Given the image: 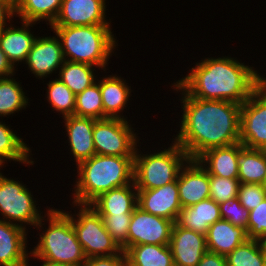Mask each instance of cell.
I'll use <instances>...</instances> for the list:
<instances>
[{"mask_svg":"<svg viewBox=\"0 0 266 266\" xmlns=\"http://www.w3.org/2000/svg\"><path fill=\"white\" fill-rule=\"evenodd\" d=\"M266 178V150L246 148L240 143L238 180L263 184Z\"/></svg>","mask_w":266,"mask_h":266,"instance_id":"83f0119b","label":"cell"},{"mask_svg":"<svg viewBox=\"0 0 266 266\" xmlns=\"http://www.w3.org/2000/svg\"><path fill=\"white\" fill-rule=\"evenodd\" d=\"M112 25L50 26L59 38L65 60L109 70L110 57L117 53L118 40ZM115 35V36H114ZM116 48V49H115Z\"/></svg>","mask_w":266,"mask_h":266,"instance_id":"5b68a950","label":"cell"},{"mask_svg":"<svg viewBox=\"0 0 266 266\" xmlns=\"http://www.w3.org/2000/svg\"><path fill=\"white\" fill-rule=\"evenodd\" d=\"M137 191L138 207L149 214L164 217L175 223L178 213L182 210L178 194L177 179L162 187Z\"/></svg>","mask_w":266,"mask_h":266,"instance_id":"2e32d148","label":"cell"},{"mask_svg":"<svg viewBox=\"0 0 266 266\" xmlns=\"http://www.w3.org/2000/svg\"><path fill=\"white\" fill-rule=\"evenodd\" d=\"M174 266H197L208 251L206 235L177 226L172 228L169 244Z\"/></svg>","mask_w":266,"mask_h":266,"instance_id":"9a60e30c","label":"cell"},{"mask_svg":"<svg viewBox=\"0 0 266 266\" xmlns=\"http://www.w3.org/2000/svg\"><path fill=\"white\" fill-rule=\"evenodd\" d=\"M197 266H227L226 257L207 251Z\"/></svg>","mask_w":266,"mask_h":266,"instance_id":"ab89813d","label":"cell"},{"mask_svg":"<svg viewBox=\"0 0 266 266\" xmlns=\"http://www.w3.org/2000/svg\"><path fill=\"white\" fill-rule=\"evenodd\" d=\"M1 170L0 215L2 217L0 216V220L19 225L26 230L31 228L33 230L47 211L40 210L41 206L37 204L38 200L34 198L27 184L22 183V180H17L18 178L5 176Z\"/></svg>","mask_w":266,"mask_h":266,"instance_id":"ba28073f","label":"cell"},{"mask_svg":"<svg viewBox=\"0 0 266 266\" xmlns=\"http://www.w3.org/2000/svg\"><path fill=\"white\" fill-rule=\"evenodd\" d=\"M82 266H127L126 254L121 251L119 254L112 256L87 258Z\"/></svg>","mask_w":266,"mask_h":266,"instance_id":"f35d334b","label":"cell"},{"mask_svg":"<svg viewBox=\"0 0 266 266\" xmlns=\"http://www.w3.org/2000/svg\"><path fill=\"white\" fill-rule=\"evenodd\" d=\"M263 186H264V188L266 189V178H265V180H264Z\"/></svg>","mask_w":266,"mask_h":266,"instance_id":"7dc6e473","label":"cell"},{"mask_svg":"<svg viewBox=\"0 0 266 266\" xmlns=\"http://www.w3.org/2000/svg\"><path fill=\"white\" fill-rule=\"evenodd\" d=\"M266 235V198L249 211L247 238L260 240Z\"/></svg>","mask_w":266,"mask_h":266,"instance_id":"8d00e7d4","label":"cell"},{"mask_svg":"<svg viewBox=\"0 0 266 266\" xmlns=\"http://www.w3.org/2000/svg\"><path fill=\"white\" fill-rule=\"evenodd\" d=\"M75 168L72 202L90 204L100 194L133 183L134 156L95 154Z\"/></svg>","mask_w":266,"mask_h":266,"instance_id":"3957f363","label":"cell"},{"mask_svg":"<svg viewBox=\"0 0 266 266\" xmlns=\"http://www.w3.org/2000/svg\"><path fill=\"white\" fill-rule=\"evenodd\" d=\"M227 266H266L258 240L247 239L226 256Z\"/></svg>","mask_w":266,"mask_h":266,"instance_id":"d6a6232c","label":"cell"},{"mask_svg":"<svg viewBox=\"0 0 266 266\" xmlns=\"http://www.w3.org/2000/svg\"><path fill=\"white\" fill-rule=\"evenodd\" d=\"M11 21L5 28L0 30V48L6 54L12 65L18 69L26 61V58L37 38L31 31L37 23L20 20V27L13 25ZM32 27V28H30ZM36 35V36H35Z\"/></svg>","mask_w":266,"mask_h":266,"instance_id":"ffe728a7","label":"cell"},{"mask_svg":"<svg viewBox=\"0 0 266 266\" xmlns=\"http://www.w3.org/2000/svg\"><path fill=\"white\" fill-rule=\"evenodd\" d=\"M74 116L104 119L99 77L95 83L76 95Z\"/></svg>","mask_w":266,"mask_h":266,"instance_id":"1f68e13d","label":"cell"},{"mask_svg":"<svg viewBox=\"0 0 266 266\" xmlns=\"http://www.w3.org/2000/svg\"><path fill=\"white\" fill-rule=\"evenodd\" d=\"M266 88V77L264 76L261 83Z\"/></svg>","mask_w":266,"mask_h":266,"instance_id":"bcb514c9","label":"cell"},{"mask_svg":"<svg viewBox=\"0 0 266 266\" xmlns=\"http://www.w3.org/2000/svg\"><path fill=\"white\" fill-rule=\"evenodd\" d=\"M64 62L60 40L54 33L53 36H37L23 64H26L27 71L34 74L37 80L44 82L53 73L58 74Z\"/></svg>","mask_w":266,"mask_h":266,"instance_id":"7c38bea8","label":"cell"},{"mask_svg":"<svg viewBox=\"0 0 266 266\" xmlns=\"http://www.w3.org/2000/svg\"><path fill=\"white\" fill-rule=\"evenodd\" d=\"M239 202L251 211L266 198L263 184L240 183L238 190Z\"/></svg>","mask_w":266,"mask_h":266,"instance_id":"74e56055","label":"cell"},{"mask_svg":"<svg viewBox=\"0 0 266 266\" xmlns=\"http://www.w3.org/2000/svg\"><path fill=\"white\" fill-rule=\"evenodd\" d=\"M182 208L210 198L209 174L197 159H188L177 177Z\"/></svg>","mask_w":266,"mask_h":266,"instance_id":"5bb4252c","label":"cell"},{"mask_svg":"<svg viewBox=\"0 0 266 266\" xmlns=\"http://www.w3.org/2000/svg\"><path fill=\"white\" fill-rule=\"evenodd\" d=\"M107 0H63L59 14L51 26L111 25L107 19Z\"/></svg>","mask_w":266,"mask_h":266,"instance_id":"4fadbf2b","label":"cell"},{"mask_svg":"<svg viewBox=\"0 0 266 266\" xmlns=\"http://www.w3.org/2000/svg\"><path fill=\"white\" fill-rule=\"evenodd\" d=\"M131 122L121 118L95 119L93 143L96 154L134 156L138 143H142Z\"/></svg>","mask_w":266,"mask_h":266,"instance_id":"9c48e42d","label":"cell"},{"mask_svg":"<svg viewBox=\"0 0 266 266\" xmlns=\"http://www.w3.org/2000/svg\"><path fill=\"white\" fill-rule=\"evenodd\" d=\"M63 0H19L14 12L19 20L51 26L56 20Z\"/></svg>","mask_w":266,"mask_h":266,"instance_id":"4316f807","label":"cell"},{"mask_svg":"<svg viewBox=\"0 0 266 266\" xmlns=\"http://www.w3.org/2000/svg\"><path fill=\"white\" fill-rule=\"evenodd\" d=\"M220 215L223 220L229 221L237 227H242L247 232L249 210H247L238 198H233L219 204Z\"/></svg>","mask_w":266,"mask_h":266,"instance_id":"d590c367","label":"cell"},{"mask_svg":"<svg viewBox=\"0 0 266 266\" xmlns=\"http://www.w3.org/2000/svg\"><path fill=\"white\" fill-rule=\"evenodd\" d=\"M239 60L231 55L204 56L189 68L186 76L175 82L191 97L242 105L261 85L265 74Z\"/></svg>","mask_w":266,"mask_h":266,"instance_id":"7a4b0ae2","label":"cell"},{"mask_svg":"<svg viewBox=\"0 0 266 266\" xmlns=\"http://www.w3.org/2000/svg\"><path fill=\"white\" fill-rule=\"evenodd\" d=\"M9 4L14 10L19 2V0H1Z\"/></svg>","mask_w":266,"mask_h":266,"instance_id":"f6af8a7d","label":"cell"},{"mask_svg":"<svg viewBox=\"0 0 266 266\" xmlns=\"http://www.w3.org/2000/svg\"><path fill=\"white\" fill-rule=\"evenodd\" d=\"M71 210H61L72 222L77 239L87 258L112 256L119 254L122 249L112 239L105 229L102 217L90 204L71 202ZM77 209V210H76Z\"/></svg>","mask_w":266,"mask_h":266,"instance_id":"52a82bcc","label":"cell"},{"mask_svg":"<svg viewBox=\"0 0 266 266\" xmlns=\"http://www.w3.org/2000/svg\"><path fill=\"white\" fill-rule=\"evenodd\" d=\"M173 225L172 220L149 214L137 206L130 220L127 249L142 244L169 245Z\"/></svg>","mask_w":266,"mask_h":266,"instance_id":"8fae6325","label":"cell"},{"mask_svg":"<svg viewBox=\"0 0 266 266\" xmlns=\"http://www.w3.org/2000/svg\"><path fill=\"white\" fill-rule=\"evenodd\" d=\"M240 142L232 145L216 147L205 151L197 160L209 175L224 178H238V158Z\"/></svg>","mask_w":266,"mask_h":266,"instance_id":"7402d4cb","label":"cell"},{"mask_svg":"<svg viewBox=\"0 0 266 266\" xmlns=\"http://www.w3.org/2000/svg\"><path fill=\"white\" fill-rule=\"evenodd\" d=\"M105 229L112 236L122 251L127 250V237L132 214L100 215Z\"/></svg>","mask_w":266,"mask_h":266,"instance_id":"e575fe53","label":"cell"},{"mask_svg":"<svg viewBox=\"0 0 266 266\" xmlns=\"http://www.w3.org/2000/svg\"><path fill=\"white\" fill-rule=\"evenodd\" d=\"M110 72L111 71H102V77L99 75L104 118H121L128 120V117L123 115V113L125 109L129 110L128 103H130L129 100L132 101L130 99L133 92V90H131L132 87L129 86L126 79L121 75L119 76V74H113L111 72L112 75L106 74L103 76V74Z\"/></svg>","mask_w":266,"mask_h":266,"instance_id":"ac0fdd59","label":"cell"},{"mask_svg":"<svg viewBox=\"0 0 266 266\" xmlns=\"http://www.w3.org/2000/svg\"><path fill=\"white\" fill-rule=\"evenodd\" d=\"M5 123L3 119H0V169H3L8 162L11 163L12 161L27 165L29 168L34 166L36 162L31 156L33 149L30 148L21 135L19 137L17 131H14L10 126L11 124Z\"/></svg>","mask_w":266,"mask_h":266,"instance_id":"d4e9b609","label":"cell"},{"mask_svg":"<svg viewBox=\"0 0 266 266\" xmlns=\"http://www.w3.org/2000/svg\"><path fill=\"white\" fill-rule=\"evenodd\" d=\"M16 75L0 78V118H9L30 106V99ZM16 78V79H15Z\"/></svg>","mask_w":266,"mask_h":266,"instance_id":"f1b7e54d","label":"cell"},{"mask_svg":"<svg viewBox=\"0 0 266 266\" xmlns=\"http://www.w3.org/2000/svg\"><path fill=\"white\" fill-rule=\"evenodd\" d=\"M240 143L266 150V88L262 84L241 105Z\"/></svg>","mask_w":266,"mask_h":266,"instance_id":"30bf717a","label":"cell"},{"mask_svg":"<svg viewBox=\"0 0 266 266\" xmlns=\"http://www.w3.org/2000/svg\"><path fill=\"white\" fill-rule=\"evenodd\" d=\"M247 239L245 229L234 226L229 221L221 219L208 228L206 246L208 251L226 257Z\"/></svg>","mask_w":266,"mask_h":266,"instance_id":"603a6c76","label":"cell"},{"mask_svg":"<svg viewBox=\"0 0 266 266\" xmlns=\"http://www.w3.org/2000/svg\"><path fill=\"white\" fill-rule=\"evenodd\" d=\"M47 85L46 99L50 107L55 111L54 113L60 114L62 118L73 116L75 112V98L76 95L58 78H51L50 81L44 83Z\"/></svg>","mask_w":266,"mask_h":266,"instance_id":"4dcf8cb0","label":"cell"},{"mask_svg":"<svg viewBox=\"0 0 266 266\" xmlns=\"http://www.w3.org/2000/svg\"><path fill=\"white\" fill-rule=\"evenodd\" d=\"M17 70L8 60L6 54L0 48V78H7L16 75Z\"/></svg>","mask_w":266,"mask_h":266,"instance_id":"b9f144b4","label":"cell"},{"mask_svg":"<svg viewBox=\"0 0 266 266\" xmlns=\"http://www.w3.org/2000/svg\"><path fill=\"white\" fill-rule=\"evenodd\" d=\"M125 254L127 266H174L169 245H134Z\"/></svg>","mask_w":266,"mask_h":266,"instance_id":"484cf974","label":"cell"},{"mask_svg":"<svg viewBox=\"0 0 266 266\" xmlns=\"http://www.w3.org/2000/svg\"><path fill=\"white\" fill-rule=\"evenodd\" d=\"M14 18V9L6 2L0 0V30L5 28Z\"/></svg>","mask_w":266,"mask_h":266,"instance_id":"60d3db41","label":"cell"},{"mask_svg":"<svg viewBox=\"0 0 266 266\" xmlns=\"http://www.w3.org/2000/svg\"><path fill=\"white\" fill-rule=\"evenodd\" d=\"M30 259H34V260L37 259L40 262L39 263L40 266H66V265H63V264L52 263V262L41 260V259H38V258H29L28 262H27V264L25 266H32L33 261L30 260ZM29 261H30L31 265H30Z\"/></svg>","mask_w":266,"mask_h":266,"instance_id":"7bdbcfd3","label":"cell"},{"mask_svg":"<svg viewBox=\"0 0 266 266\" xmlns=\"http://www.w3.org/2000/svg\"><path fill=\"white\" fill-rule=\"evenodd\" d=\"M259 243L266 258V235L259 240Z\"/></svg>","mask_w":266,"mask_h":266,"instance_id":"ee69618b","label":"cell"},{"mask_svg":"<svg viewBox=\"0 0 266 266\" xmlns=\"http://www.w3.org/2000/svg\"><path fill=\"white\" fill-rule=\"evenodd\" d=\"M95 69H97V67L86 63L65 60L64 64L59 69V74L54 76H58V78L77 95L97 81L99 74Z\"/></svg>","mask_w":266,"mask_h":266,"instance_id":"f546056e","label":"cell"},{"mask_svg":"<svg viewBox=\"0 0 266 266\" xmlns=\"http://www.w3.org/2000/svg\"><path fill=\"white\" fill-rule=\"evenodd\" d=\"M221 219L219 204L208 198L192 206L182 208L175 224L206 235L208 228Z\"/></svg>","mask_w":266,"mask_h":266,"instance_id":"cb8c5ba5","label":"cell"},{"mask_svg":"<svg viewBox=\"0 0 266 266\" xmlns=\"http://www.w3.org/2000/svg\"><path fill=\"white\" fill-rule=\"evenodd\" d=\"M210 198L221 204L227 200L237 198L240 181L238 178H224L209 175Z\"/></svg>","mask_w":266,"mask_h":266,"instance_id":"836d02e7","label":"cell"},{"mask_svg":"<svg viewBox=\"0 0 266 266\" xmlns=\"http://www.w3.org/2000/svg\"><path fill=\"white\" fill-rule=\"evenodd\" d=\"M64 123V130L67 136L69 149V156H73L71 160L77 166L80 162L91 158L96 154L94 143H93V129L95 119L77 117V116H68L62 118Z\"/></svg>","mask_w":266,"mask_h":266,"instance_id":"e0dca14e","label":"cell"},{"mask_svg":"<svg viewBox=\"0 0 266 266\" xmlns=\"http://www.w3.org/2000/svg\"><path fill=\"white\" fill-rule=\"evenodd\" d=\"M28 230L0 220V264L2 266H25L30 256L27 245ZM29 248V249H28Z\"/></svg>","mask_w":266,"mask_h":266,"instance_id":"d6986e66","label":"cell"},{"mask_svg":"<svg viewBox=\"0 0 266 266\" xmlns=\"http://www.w3.org/2000/svg\"><path fill=\"white\" fill-rule=\"evenodd\" d=\"M46 207L47 213L34 227L40 232L39 237H36V245L30 248L29 258L66 266H82L87 257L77 239L71 220L60 208H50L47 205Z\"/></svg>","mask_w":266,"mask_h":266,"instance_id":"277c9868","label":"cell"},{"mask_svg":"<svg viewBox=\"0 0 266 266\" xmlns=\"http://www.w3.org/2000/svg\"><path fill=\"white\" fill-rule=\"evenodd\" d=\"M134 182L100 194L90 205L99 215L133 214L138 206Z\"/></svg>","mask_w":266,"mask_h":266,"instance_id":"44dd1931","label":"cell"},{"mask_svg":"<svg viewBox=\"0 0 266 266\" xmlns=\"http://www.w3.org/2000/svg\"><path fill=\"white\" fill-rule=\"evenodd\" d=\"M170 87L180 92L181 118L172 139L197 159L205 151L240 142L241 105L232 101L203 100L189 96L175 81ZM183 112V113H182Z\"/></svg>","mask_w":266,"mask_h":266,"instance_id":"6da1fadb","label":"cell"},{"mask_svg":"<svg viewBox=\"0 0 266 266\" xmlns=\"http://www.w3.org/2000/svg\"><path fill=\"white\" fill-rule=\"evenodd\" d=\"M150 152L138 143L134 154L133 182L137 190H149L174 182L189 159L187 153L173 140ZM164 147V148H163ZM140 149H142V152Z\"/></svg>","mask_w":266,"mask_h":266,"instance_id":"8992f818","label":"cell"}]
</instances>
